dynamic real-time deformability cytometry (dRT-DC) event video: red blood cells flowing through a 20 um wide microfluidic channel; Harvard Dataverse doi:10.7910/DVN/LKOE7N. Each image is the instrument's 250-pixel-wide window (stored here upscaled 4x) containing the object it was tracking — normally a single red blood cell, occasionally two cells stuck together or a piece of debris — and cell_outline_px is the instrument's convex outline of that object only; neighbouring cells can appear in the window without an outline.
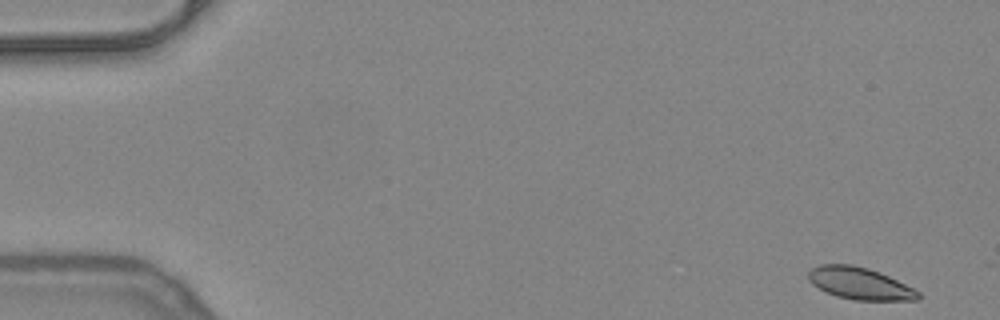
{"species": "common noctule bat (a hibernating species)", "species_latin": "Nyctalus noctula", "temperature_condition": "warm", "stored_images_in_passage": 15, "camera_frame_rate_fps": 3000, "um_per_image_px": 0.085, "animal": {"sex": "female", "body_mass_g": 24.6, "forearm_length_mm": 56.2}, "frame": {"image": 1, "passage_image": 1, "time_ms": 0.0, "image_size_px": [1000, 320], "cell_outline_px": [[920, 300], [856, 300], [836, 296], [812, 284], [808, 280], [808, 272], [812, 268], [820, 264], [852, 264], [868, 268], [880, 272], [920, 292]], "centroid_in_image_um": [73.07, 24.08], "position_along_channel_um": 11.9, "area_um2": 20.35}}
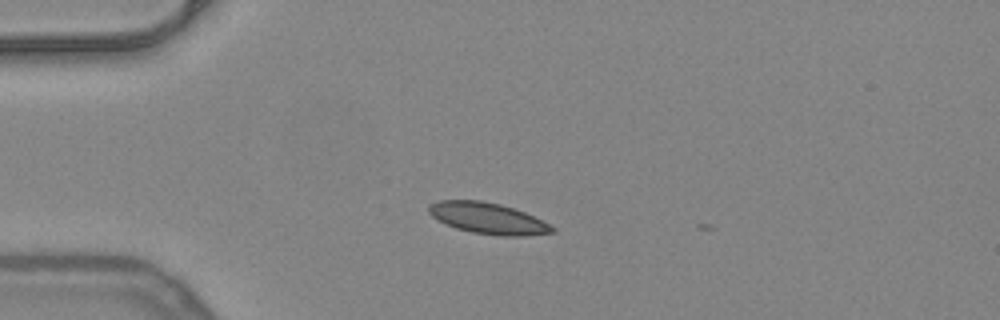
{"frame": {"image": 2, "passage_image": 12, "time_ms": 3.667, "image_size_px": [1000, 320], "cell_outline_px": [[556, 232], [524, 236], [500, 236], [472, 232], [456, 228], [432, 216], [428, 212], [428, 204], [440, 200], [480, 200], [500, 204], [524, 212], [556, 228]], "centroid_in_image_um": [41.47, 18.55], "position_along_channel_um": 43.5, "area_um2": 22.2}}